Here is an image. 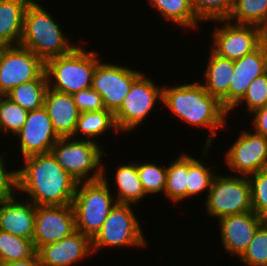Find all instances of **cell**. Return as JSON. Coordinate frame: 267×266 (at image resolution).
<instances>
[{
  "label": "cell",
  "instance_id": "obj_11",
  "mask_svg": "<svg viewBox=\"0 0 267 266\" xmlns=\"http://www.w3.org/2000/svg\"><path fill=\"white\" fill-rule=\"evenodd\" d=\"M222 23L212 34L211 50L220 57L238 60L256 50L265 40L266 32L255 25L236 24L225 20H215Z\"/></svg>",
  "mask_w": 267,
  "mask_h": 266
},
{
  "label": "cell",
  "instance_id": "obj_28",
  "mask_svg": "<svg viewBox=\"0 0 267 266\" xmlns=\"http://www.w3.org/2000/svg\"><path fill=\"white\" fill-rule=\"evenodd\" d=\"M47 89V79H36L16 86L6 96L22 108L32 111L43 107Z\"/></svg>",
  "mask_w": 267,
  "mask_h": 266
},
{
  "label": "cell",
  "instance_id": "obj_13",
  "mask_svg": "<svg viewBox=\"0 0 267 266\" xmlns=\"http://www.w3.org/2000/svg\"><path fill=\"white\" fill-rule=\"evenodd\" d=\"M242 130L225 153V163L232 172L250 176L267 169V137Z\"/></svg>",
  "mask_w": 267,
  "mask_h": 266
},
{
  "label": "cell",
  "instance_id": "obj_31",
  "mask_svg": "<svg viewBox=\"0 0 267 266\" xmlns=\"http://www.w3.org/2000/svg\"><path fill=\"white\" fill-rule=\"evenodd\" d=\"M28 112L9 97L0 96V133L17 134L25 124Z\"/></svg>",
  "mask_w": 267,
  "mask_h": 266
},
{
  "label": "cell",
  "instance_id": "obj_29",
  "mask_svg": "<svg viewBox=\"0 0 267 266\" xmlns=\"http://www.w3.org/2000/svg\"><path fill=\"white\" fill-rule=\"evenodd\" d=\"M36 252L32 240L0 230V263L24 260Z\"/></svg>",
  "mask_w": 267,
  "mask_h": 266
},
{
  "label": "cell",
  "instance_id": "obj_15",
  "mask_svg": "<svg viewBox=\"0 0 267 266\" xmlns=\"http://www.w3.org/2000/svg\"><path fill=\"white\" fill-rule=\"evenodd\" d=\"M15 136L19 137V150L23 158L51 153L52 147L60 138L44 107L29 111L25 124Z\"/></svg>",
  "mask_w": 267,
  "mask_h": 266
},
{
  "label": "cell",
  "instance_id": "obj_17",
  "mask_svg": "<svg viewBox=\"0 0 267 266\" xmlns=\"http://www.w3.org/2000/svg\"><path fill=\"white\" fill-rule=\"evenodd\" d=\"M41 266H71L87 259L92 251V240L79 231H75L62 240L40 247L37 250Z\"/></svg>",
  "mask_w": 267,
  "mask_h": 266
},
{
  "label": "cell",
  "instance_id": "obj_16",
  "mask_svg": "<svg viewBox=\"0 0 267 266\" xmlns=\"http://www.w3.org/2000/svg\"><path fill=\"white\" fill-rule=\"evenodd\" d=\"M264 221L253 211L220 218L218 222L223 248L231 255L240 257Z\"/></svg>",
  "mask_w": 267,
  "mask_h": 266
},
{
  "label": "cell",
  "instance_id": "obj_40",
  "mask_svg": "<svg viewBox=\"0 0 267 266\" xmlns=\"http://www.w3.org/2000/svg\"><path fill=\"white\" fill-rule=\"evenodd\" d=\"M0 266H41L37 252L24 260H18L15 262H1Z\"/></svg>",
  "mask_w": 267,
  "mask_h": 266
},
{
  "label": "cell",
  "instance_id": "obj_18",
  "mask_svg": "<svg viewBox=\"0 0 267 266\" xmlns=\"http://www.w3.org/2000/svg\"><path fill=\"white\" fill-rule=\"evenodd\" d=\"M267 72V41L256 50L234 61L229 84V111L243 98L251 82Z\"/></svg>",
  "mask_w": 267,
  "mask_h": 266
},
{
  "label": "cell",
  "instance_id": "obj_35",
  "mask_svg": "<svg viewBox=\"0 0 267 266\" xmlns=\"http://www.w3.org/2000/svg\"><path fill=\"white\" fill-rule=\"evenodd\" d=\"M252 211L267 220V169L248 176Z\"/></svg>",
  "mask_w": 267,
  "mask_h": 266
},
{
  "label": "cell",
  "instance_id": "obj_32",
  "mask_svg": "<svg viewBox=\"0 0 267 266\" xmlns=\"http://www.w3.org/2000/svg\"><path fill=\"white\" fill-rule=\"evenodd\" d=\"M196 18L201 21L228 19L234 0H190Z\"/></svg>",
  "mask_w": 267,
  "mask_h": 266
},
{
  "label": "cell",
  "instance_id": "obj_2",
  "mask_svg": "<svg viewBox=\"0 0 267 266\" xmlns=\"http://www.w3.org/2000/svg\"><path fill=\"white\" fill-rule=\"evenodd\" d=\"M162 103L188 125L210 129L212 133L208 134L202 155L205 157L212 139L217 136V129L226 127L229 111L205 90L200 81L170 87L163 85Z\"/></svg>",
  "mask_w": 267,
  "mask_h": 266
},
{
  "label": "cell",
  "instance_id": "obj_20",
  "mask_svg": "<svg viewBox=\"0 0 267 266\" xmlns=\"http://www.w3.org/2000/svg\"><path fill=\"white\" fill-rule=\"evenodd\" d=\"M43 107L49 114L57 135L59 137H72L81 113L73 96L48 88Z\"/></svg>",
  "mask_w": 267,
  "mask_h": 266
},
{
  "label": "cell",
  "instance_id": "obj_21",
  "mask_svg": "<svg viewBox=\"0 0 267 266\" xmlns=\"http://www.w3.org/2000/svg\"><path fill=\"white\" fill-rule=\"evenodd\" d=\"M234 72V61L223 58L210 50L207 68L204 72L205 90L218 98L229 111V84Z\"/></svg>",
  "mask_w": 267,
  "mask_h": 266
},
{
  "label": "cell",
  "instance_id": "obj_39",
  "mask_svg": "<svg viewBox=\"0 0 267 266\" xmlns=\"http://www.w3.org/2000/svg\"><path fill=\"white\" fill-rule=\"evenodd\" d=\"M252 118L254 132L267 137V105L253 112Z\"/></svg>",
  "mask_w": 267,
  "mask_h": 266
},
{
  "label": "cell",
  "instance_id": "obj_14",
  "mask_svg": "<svg viewBox=\"0 0 267 266\" xmlns=\"http://www.w3.org/2000/svg\"><path fill=\"white\" fill-rule=\"evenodd\" d=\"M76 231L72 204L36 206L33 243L36 251L47 244L55 243Z\"/></svg>",
  "mask_w": 267,
  "mask_h": 266
},
{
  "label": "cell",
  "instance_id": "obj_23",
  "mask_svg": "<svg viewBox=\"0 0 267 266\" xmlns=\"http://www.w3.org/2000/svg\"><path fill=\"white\" fill-rule=\"evenodd\" d=\"M115 172V185L118 188L116 202L138 205L137 203L147 195L139 178L137 162L119 165Z\"/></svg>",
  "mask_w": 267,
  "mask_h": 266
},
{
  "label": "cell",
  "instance_id": "obj_4",
  "mask_svg": "<svg viewBox=\"0 0 267 266\" xmlns=\"http://www.w3.org/2000/svg\"><path fill=\"white\" fill-rule=\"evenodd\" d=\"M97 54V51H86L76 46L65 55L47 60L45 74L48 88L70 95L91 88L93 74L100 61Z\"/></svg>",
  "mask_w": 267,
  "mask_h": 266
},
{
  "label": "cell",
  "instance_id": "obj_22",
  "mask_svg": "<svg viewBox=\"0 0 267 266\" xmlns=\"http://www.w3.org/2000/svg\"><path fill=\"white\" fill-rule=\"evenodd\" d=\"M32 0H0V46L20 44L24 16Z\"/></svg>",
  "mask_w": 267,
  "mask_h": 266
},
{
  "label": "cell",
  "instance_id": "obj_27",
  "mask_svg": "<svg viewBox=\"0 0 267 266\" xmlns=\"http://www.w3.org/2000/svg\"><path fill=\"white\" fill-rule=\"evenodd\" d=\"M188 154L182 153L167 167L164 194L173 203L187 199Z\"/></svg>",
  "mask_w": 267,
  "mask_h": 266
},
{
  "label": "cell",
  "instance_id": "obj_10",
  "mask_svg": "<svg viewBox=\"0 0 267 266\" xmlns=\"http://www.w3.org/2000/svg\"><path fill=\"white\" fill-rule=\"evenodd\" d=\"M36 79H47L41 58L20 45L0 46V96Z\"/></svg>",
  "mask_w": 267,
  "mask_h": 266
},
{
  "label": "cell",
  "instance_id": "obj_8",
  "mask_svg": "<svg viewBox=\"0 0 267 266\" xmlns=\"http://www.w3.org/2000/svg\"><path fill=\"white\" fill-rule=\"evenodd\" d=\"M131 208L130 204H115L101 230L92 239L93 253L107 247H147L146 237Z\"/></svg>",
  "mask_w": 267,
  "mask_h": 266
},
{
  "label": "cell",
  "instance_id": "obj_30",
  "mask_svg": "<svg viewBox=\"0 0 267 266\" xmlns=\"http://www.w3.org/2000/svg\"><path fill=\"white\" fill-rule=\"evenodd\" d=\"M202 160L188 155L187 198L209 191L211 188L216 174Z\"/></svg>",
  "mask_w": 267,
  "mask_h": 266
},
{
  "label": "cell",
  "instance_id": "obj_33",
  "mask_svg": "<svg viewBox=\"0 0 267 266\" xmlns=\"http://www.w3.org/2000/svg\"><path fill=\"white\" fill-rule=\"evenodd\" d=\"M165 166L162 167L153 162H137V171L147 197L151 193L162 192L164 194L167 179V167Z\"/></svg>",
  "mask_w": 267,
  "mask_h": 266
},
{
  "label": "cell",
  "instance_id": "obj_9",
  "mask_svg": "<svg viewBox=\"0 0 267 266\" xmlns=\"http://www.w3.org/2000/svg\"><path fill=\"white\" fill-rule=\"evenodd\" d=\"M154 82L144 73L134 80L120 108L114 113L119 132L134 131L143 124L158 100L162 102L163 87Z\"/></svg>",
  "mask_w": 267,
  "mask_h": 266
},
{
  "label": "cell",
  "instance_id": "obj_38",
  "mask_svg": "<svg viewBox=\"0 0 267 266\" xmlns=\"http://www.w3.org/2000/svg\"><path fill=\"white\" fill-rule=\"evenodd\" d=\"M74 101L80 112L100 111L105 109L102 97L92 88L74 93Z\"/></svg>",
  "mask_w": 267,
  "mask_h": 266
},
{
  "label": "cell",
  "instance_id": "obj_1",
  "mask_svg": "<svg viewBox=\"0 0 267 266\" xmlns=\"http://www.w3.org/2000/svg\"><path fill=\"white\" fill-rule=\"evenodd\" d=\"M18 169V190L36 206L72 204L78 182L57 162L52 153L23 158Z\"/></svg>",
  "mask_w": 267,
  "mask_h": 266
},
{
  "label": "cell",
  "instance_id": "obj_24",
  "mask_svg": "<svg viewBox=\"0 0 267 266\" xmlns=\"http://www.w3.org/2000/svg\"><path fill=\"white\" fill-rule=\"evenodd\" d=\"M110 129L119 133L115 123L114 114L106 109L100 111L81 112L77 121L76 129L72 137L84 135L82 137L88 138L87 140L95 141L94 137H98L110 131ZM81 132V133H80ZM93 137L94 140L91 138Z\"/></svg>",
  "mask_w": 267,
  "mask_h": 266
},
{
  "label": "cell",
  "instance_id": "obj_7",
  "mask_svg": "<svg viewBox=\"0 0 267 266\" xmlns=\"http://www.w3.org/2000/svg\"><path fill=\"white\" fill-rule=\"evenodd\" d=\"M207 193L206 212L217 220L252 211L251 188L246 176L216 174Z\"/></svg>",
  "mask_w": 267,
  "mask_h": 266
},
{
  "label": "cell",
  "instance_id": "obj_3",
  "mask_svg": "<svg viewBox=\"0 0 267 266\" xmlns=\"http://www.w3.org/2000/svg\"><path fill=\"white\" fill-rule=\"evenodd\" d=\"M41 5L35 0L28 5L19 45L46 62L71 52L76 45H71L52 13H48Z\"/></svg>",
  "mask_w": 267,
  "mask_h": 266
},
{
  "label": "cell",
  "instance_id": "obj_5",
  "mask_svg": "<svg viewBox=\"0 0 267 266\" xmlns=\"http://www.w3.org/2000/svg\"><path fill=\"white\" fill-rule=\"evenodd\" d=\"M103 168L102 179L79 182L72 201L75 214L76 231L91 240L101 230L111 209L117 203L111 194L108 178Z\"/></svg>",
  "mask_w": 267,
  "mask_h": 266
},
{
  "label": "cell",
  "instance_id": "obj_6",
  "mask_svg": "<svg viewBox=\"0 0 267 266\" xmlns=\"http://www.w3.org/2000/svg\"><path fill=\"white\" fill-rule=\"evenodd\" d=\"M99 144L84 138L80 140L60 137L52 147L51 153L58 164L78 183L95 181L102 179L104 168L101 163L105 151Z\"/></svg>",
  "mask_w": 267,
  "mask_h": 266
},
{
  "label": "cell",
  "instance_id": "obj_19",
  "mask_svg": "<svg viewBox=\"0 0 267 266\" xmlns=\"http://www.w3.org/2000/svg\"><path fill=\"white\" fill-rule=\"evenodd\" d=\"M16 199L15 194L0 200V230L33 241L36 205L27 199L24 202Z\"/></svg>",
  "mask_w": 267,
  "mask_h": 266
},
{
  "label": "cell",
  "instance_id": "obj_37",
  "mask_svg": "<svg viewBox=\"0 0 267 266\" xmlns=\"http://www.w3.org/2000/svg\"><path fill=\"white\" fill-rule=\"evenodd\" d=\"M5 155L6 152L2 155L0 153V200L13 197L16 194L15 191L18 190V171L6 169Z\"/></svg>",
  "mask_w": 267,
  "mask_h": 266
},
{
  "label": "cell",
  "instance_id": "obj_36",
  "mask_svg": "<svg viewBox=\"0 0 267 266\" xmlns=\"http://www.w3.org/2000/svg\"><path fill=\"white\" fill-rule=\"evenodd\" d=\"M245 102L247 111L252 113L258 109H261L267 105V72L256 77L248 87L246 94L243 98L229 111V113L235 107ZM241 103V104H240Z\"/></svg>",
  "mask_w": 267,
  "mask_h": 266
},
{
  "label": "cell",
  "instance_id": "obj_26",
  "mask_svg": "<svg viewBox=\"0 0 267 266\" xmlns=\"http://www.w3.org/2000/svg\"><path fill=\"white\" fill-rule=\"evenodd\" d=\"M227 20L236 24L255 25L266 32L267 0H234Z\"/></svg>",
  "mask_w": 267,
  "mask_h": 266
},
{
  "label": "cell",
  "instance_id": "obj_25",
  "mask_svg": "<svg viewBox=\"0 0 267 266\" xmlns=\"http://www.w3.org/2000/svg\"><path fill=\"white\" fill-rule=\"evenodd\" d=\"M152 7L166 20L180 27L198 28L199 20L196 18L190 0H150Z\"/></svg>",
  "mask_w": 267,
  "mask_h": 266
},
{
  "label": "cell",
  "instance_id": "obj_12",
  "mask_svg": "<svg viewBox=\"0 0 267 266\" xmlns=\"http://www.w3.org/2000/svg\"><path fill=\"white\" fill-rule=\"evenodd\" d=\"M141 73L130 67L102 63L100 60L93 74L91 88L102 97L105 109L114 114Z\"/></svg>",
  "mask_w": 267,
  "mask_h": 266
},
{
  "label": "cell",
  "instance_id": "obj_34",
  "mask_svg": "<svg viewBox=\"0 0 267 266\" xmlns=\"http://www.w3.org/2000/svg\"><path fill=\"white\" fill-rule=\"evenodd\" d=\"M239 259L246 266H267V220L259 226Z\"/></svg>",
  "mask_w": 267,
  "mask_h": 266
}]
</instances>
